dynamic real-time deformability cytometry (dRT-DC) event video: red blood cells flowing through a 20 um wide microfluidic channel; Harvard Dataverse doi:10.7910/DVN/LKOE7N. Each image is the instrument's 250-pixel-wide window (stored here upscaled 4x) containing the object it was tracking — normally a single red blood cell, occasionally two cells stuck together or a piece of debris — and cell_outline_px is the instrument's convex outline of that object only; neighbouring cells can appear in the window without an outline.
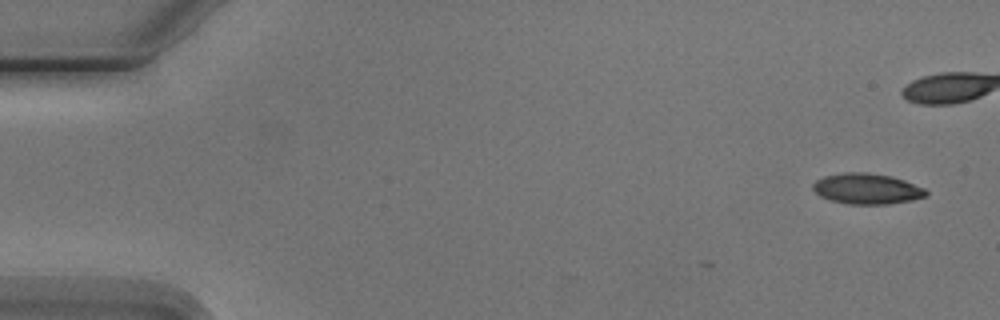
{"species": "Egyptian fruit bat (a non-hibernating species)", "species_latin": "Rousettus aegyptiacus", "temperature_condition": "cold", "stored_images_in_passage": 7, "camera_frame_rate_fps": 3000, "um_per_image_px": 0.085, "animal": {"sex": "male"}, "frame": {"image": 1, "passage_image": 1, "time_ms": 0.0, "image_size_px": [1000, 320], "cell_outline_px": [[928, 196], [912, 200], [888, 204], [848, 204], [832, 200], [820, 196], [812, 188], [812, 184], [816, 180], [824, 176], [844, 172], [868, 172], [892, 176], [904, 180], [924, 188], [928, 192]], "centroid_in_image_um": [73.7, 16.04], "position_along_channel_um": 11.3, "area_um2": 20.29}}
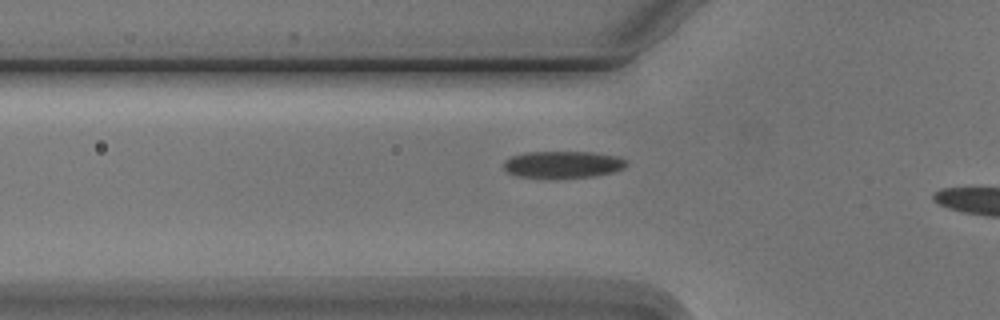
{"frame": {"image": 2, "passage_image": 7, "time_ms": 8.0, "image_size_px": [1000, 320], "cell_outline_px": [[628, 164], [624, 168], [612, 172], [596, 176], [548, 180], [516, 176], [508, 172], [504, 168], [504, 160], [512, 156], [524, 152], [592, 152], [616, 156], [628, 160]], "centroid_in_image_um": [47.82, 14.01], "position_along_channel_um": 78.0, "area_um2": 19.94}}